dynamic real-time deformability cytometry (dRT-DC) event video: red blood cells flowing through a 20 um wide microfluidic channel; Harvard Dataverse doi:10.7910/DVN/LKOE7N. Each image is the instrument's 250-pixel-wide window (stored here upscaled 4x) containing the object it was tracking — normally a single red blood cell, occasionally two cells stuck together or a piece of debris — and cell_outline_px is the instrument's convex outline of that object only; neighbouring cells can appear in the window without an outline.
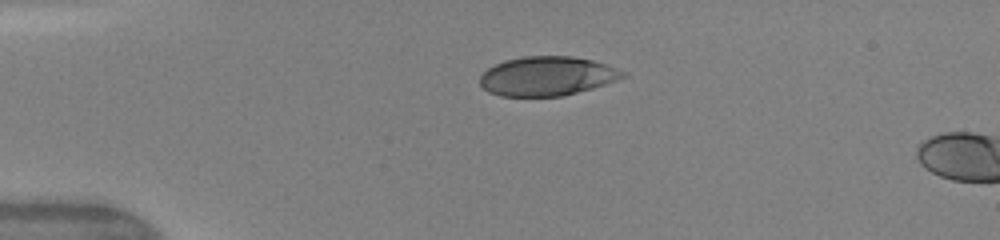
{"species": "human", "species_latin": "Homo sapiens", "temperature_condition": "warm", "stored_images_in_passage": 4, "camera_frame_rate_fps": 3000, "um_per_image_px": 0.085, "donor": {"sex": "female"}, "frame": {"image": 1, "passage_image": 1, "time_ms": 0.0, "image_size_px": [1000, 240], "cell_outline_px": [[628, 76], [592, 88], [564, 96], [500, 96], [488, 92], [480, 84], [480, 76], [488, 68], [504, 60], [524, 56], [572, 56], [592, 60], [628, 72]], "centroid_in_image_um": [46.51, 6.47], "position_along_channel_um": 38.5, "area_um2": 32.66}}